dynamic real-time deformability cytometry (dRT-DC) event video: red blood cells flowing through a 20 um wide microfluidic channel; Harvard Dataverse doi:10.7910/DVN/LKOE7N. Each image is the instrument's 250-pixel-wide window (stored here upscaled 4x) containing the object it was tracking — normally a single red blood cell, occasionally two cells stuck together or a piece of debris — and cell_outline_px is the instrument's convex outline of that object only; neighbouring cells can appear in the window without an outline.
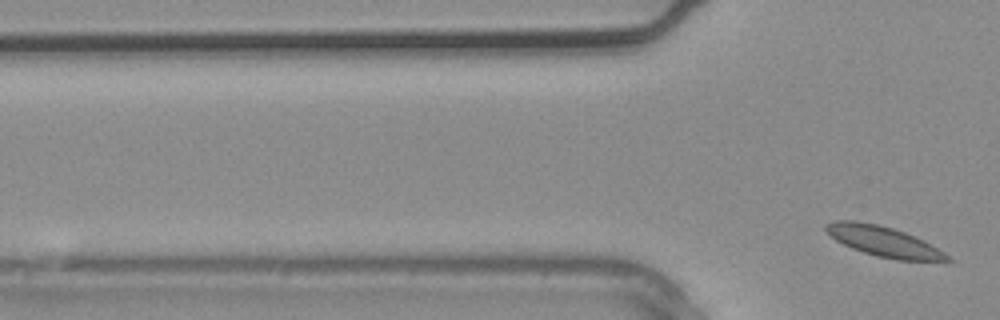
{"species": "common noctule bat (a hibernating species)", "species_latin": "Nyctalus noctula", "temperature_condition": "warm", "stored_images_in_passage": 3, "segment_of_instrument_passage": [2, 2], "camera_frame_rate_fps": 3000, "um_per_image_px": 0.085, "animal": {"sex": "male", "body_mass_g": 20.4}, "frame": {"image": 1, "passage_image": 3, "time_ms": 0.667, "image_size_px": [1000, 320], "cell_outline_px": [[952, 260], [896, 260], [876, 256], [852, 248], [836, 240], [824, 228], [824, 224], [836, 220], [856, 220], [876, 224], [892, 228], [916, 236], [924, 240], [944, 252]], "centroid_in_image_um": [75.08, 20.5], "position_along_channel_um": 50.7, "area_um2": 21.1}}